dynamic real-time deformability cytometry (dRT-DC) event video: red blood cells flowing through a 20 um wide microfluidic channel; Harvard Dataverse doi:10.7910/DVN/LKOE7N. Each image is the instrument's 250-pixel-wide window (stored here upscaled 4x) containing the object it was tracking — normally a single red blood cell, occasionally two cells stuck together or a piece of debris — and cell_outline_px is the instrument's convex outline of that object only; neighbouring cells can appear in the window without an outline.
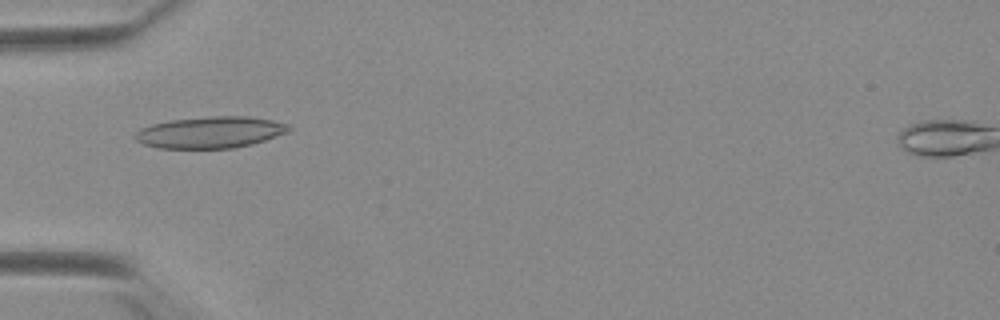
{"species": "Egyptian fruit bat (a non-hibernating species)", "species_latin": "Rousettus aegyptiacus", "temperature_condition": "warm", "stored_images_in_passage": 17, "camera_frame_rate_fps": 3000, "um_per_image_px": 0.085, "animal": {"sex": "female"}, "frame": {"image": 1, "passage_image": 6, "time_ms": 1.667, "image_size_px": [1000, 320], "cell_outline_px": [[292, 128], [288, 132], [252, 144], [232, 148], [156, 148], [144, 144], [136, 140], [132, 136], [140, 128], [152, 124], [168, 120], [212, 116], [248, 116], [272, 120], [288, 124]], "centroid_in_image_um": [17.85, 11.24], "position_along_channel_um": 67.1, "area_um2": 28.32}}
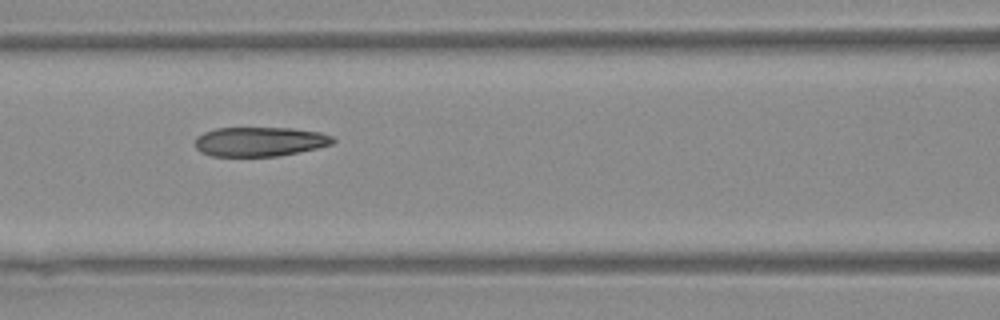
{"frame": {"image": 2, "passage_image": 12, "time_ms": 3.667, "image_size_px": [1000, 320], "cell_outline_px": [[336, 140], [332, 144], [316, 148], [276, 156], [212, 156], [200, 152], [196, 148], [196, 136], [204, 132], [216, 128], [292, 128], [320, 132], [332, 136]], "centroid_in_image_um": [22.06, 12.03], "position_along_channel_um": 144.5, "area_um2": 23.52}}
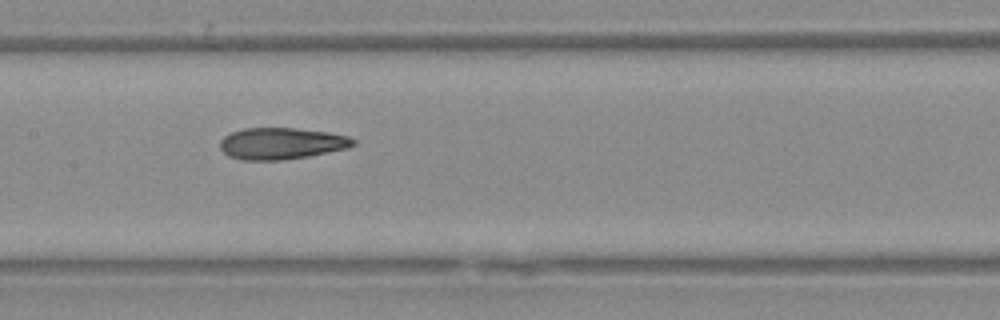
{"frame": {"image": 3, "passage_image": 15, "time_ms": 4.667, "image_size_px": [1000, 320], "cell_outline_px": [[356, 144], [348, 148], [308, 156], [280, 160], [244, 160], [228, 156], [220, 148], [220, 140], [224, 136], [232, 132], [244, 128], [296, 128], [328, 132], [348, 136], [356, 140]], "centroid_in_image_um": [23.93, 12.19], "position_along_channel_um": 183.5, "area_um2": 24.51}}